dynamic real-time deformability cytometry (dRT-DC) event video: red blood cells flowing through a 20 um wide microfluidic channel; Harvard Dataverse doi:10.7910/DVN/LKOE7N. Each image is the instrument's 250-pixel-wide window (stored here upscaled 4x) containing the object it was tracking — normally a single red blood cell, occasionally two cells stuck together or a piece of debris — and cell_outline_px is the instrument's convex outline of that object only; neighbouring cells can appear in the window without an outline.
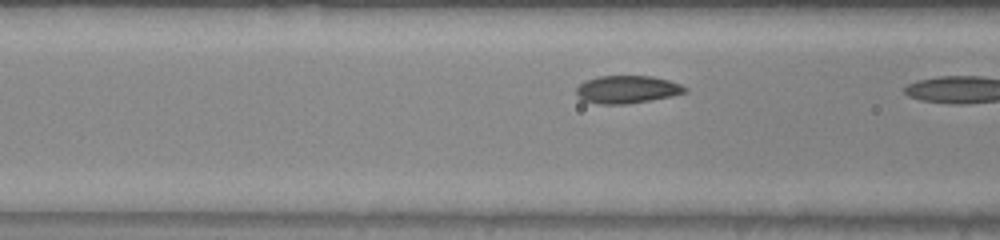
{"species": "common noctule bat (a hibernating species)", "species_latin": "Nyctalus noctula", "temperature_condition": "warm", "stored_images_in_passage": 8, "camera_frame_rate_fps": 3000, "um_per_image_px": 0.085, "animal": {"sex": "male", "body_mass_g": 20.0, "forearm_length_mm": 53.3}, "frame": {"image": 1, "passage_image": 7, "time_ms": 2.0, "image_size_px": [1000, 240], "cell_outline_px": [[688, 92], [672, 96], [624, 104], [596, 104], [580, 100], [576, 96], [576, 88], [584, 80], [600, 76], [652, 76], [668, 80], [680, 84], [688, 88]], "centroid_in_image_um": [53.27, 7.6], "position_along_channel_um": 113.3, "area_um2": 17.69}}